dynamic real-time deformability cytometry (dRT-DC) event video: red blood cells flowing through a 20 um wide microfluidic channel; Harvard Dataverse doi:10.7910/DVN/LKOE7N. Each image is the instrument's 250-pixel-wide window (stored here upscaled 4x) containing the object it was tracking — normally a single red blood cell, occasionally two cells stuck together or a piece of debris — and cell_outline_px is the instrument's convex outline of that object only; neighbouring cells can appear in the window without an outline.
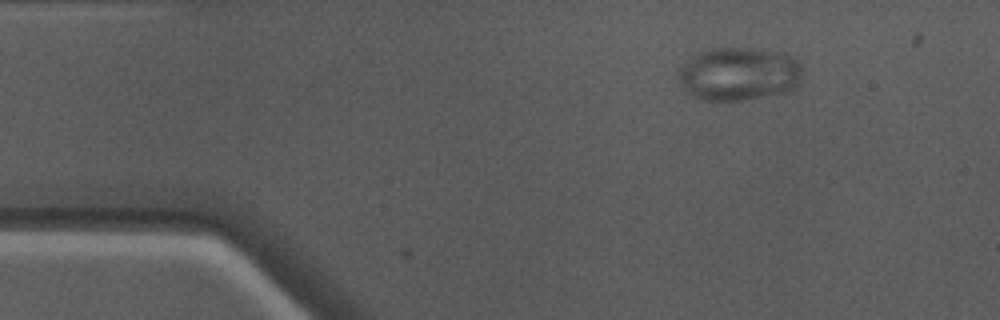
{"species": "Egyptian fruit bat (a non-hibernating species)", "species_latin": "Rousettus aegyptiacus", "temperature_condition": "warm", "stored_images_in_passage": 2, "camera_frame_rate_fps": 3000, "um_per_image_px": 0.085, "animal": {"sex": "male"}, "frame": {"image": 1, "passage_image": 2, "time_ms": 0.333, "image_size_px": [1000, 320], "cell_outline_px": [[800, 76], [796, 88], [792, 92], [740, 100], [704, 100], [692, 96], [684, 92], [676, 76], [684, 64], [692, 56], [700, 52], [712, 48], [748, 48], [784, 52], [792, 56], [800, 64]], "centroid_in_image_um": [62.8, 6.29], "position_along_channel_um": 22.2, "area_um2": 38.78}}